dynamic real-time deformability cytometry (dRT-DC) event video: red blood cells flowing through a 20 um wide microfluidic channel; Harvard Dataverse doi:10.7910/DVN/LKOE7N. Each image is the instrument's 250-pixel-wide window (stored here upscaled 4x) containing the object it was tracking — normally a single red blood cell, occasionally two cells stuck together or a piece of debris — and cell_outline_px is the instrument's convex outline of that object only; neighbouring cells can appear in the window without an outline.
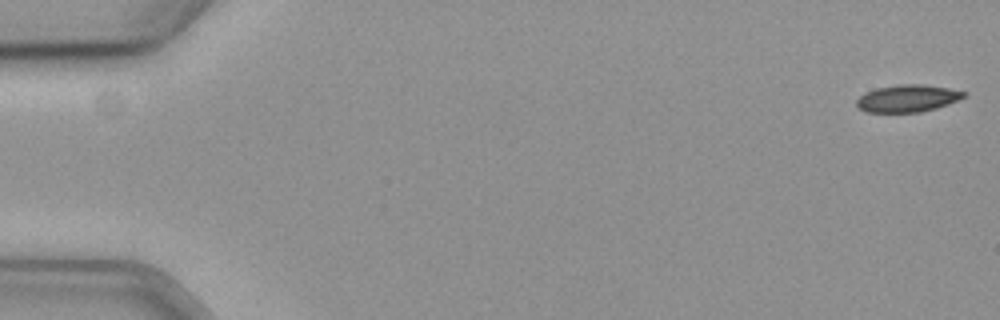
{"species": "common noctule bat (a hibernating species)", "species_latin": "Nyctalus noctula", "temperature_condition": "cold", "stored_images_in_passage": 58, "camera_frame_rate_fps": 3000, "um_per_image_px": 0.085, "animal": {"sex": "female", "body_mass_g": 19.3, "forearm_length_mm": 54.1}, "frame": {"image": 1, "passage_image": 1, "time_ms": 0.0, "image_size_px": [1000, 320], "cell_outline_px": [[968, 92], [964, 96], [948, 104], [936, 108], [920, 112], [868, 112], [860, 108], [856, 104], [856, 100], [864, 92], [876, 88], [900, 84], [920, 84], [948, 88]], "centroid_in_image_um": [77.12, 8.35], "position_along_channel_um": 7.9, "area_um2": 16.88}}
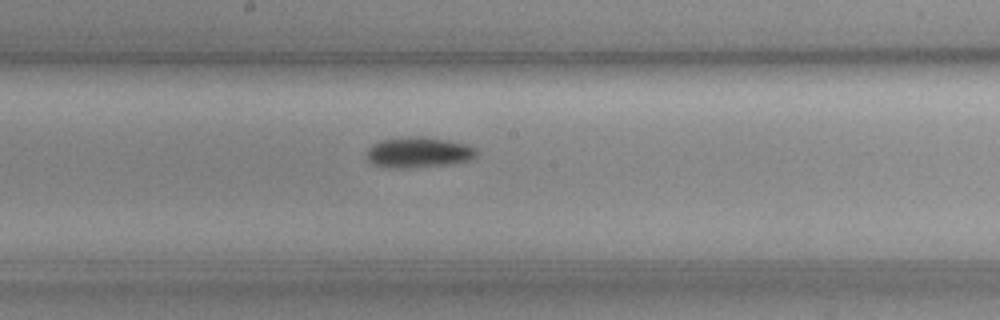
{"frame": {"image": 2, "passage_image": 31, "time_ms": 10.0, "image_size_px": [1000, 320], "cell_outline_px": [[476, 156], [468, 160], [448, 164], [404, 168], [384, 168], [372, 164], [364, 160], [368, 148], [372, 144], [380, 140], [408, 136], [424, 136], [464, 144], [476, 148]], "centroid_in_image_um": [35.46, 12.95], "position_along_channel_um": 212.7, "area_um2": 19.71}}
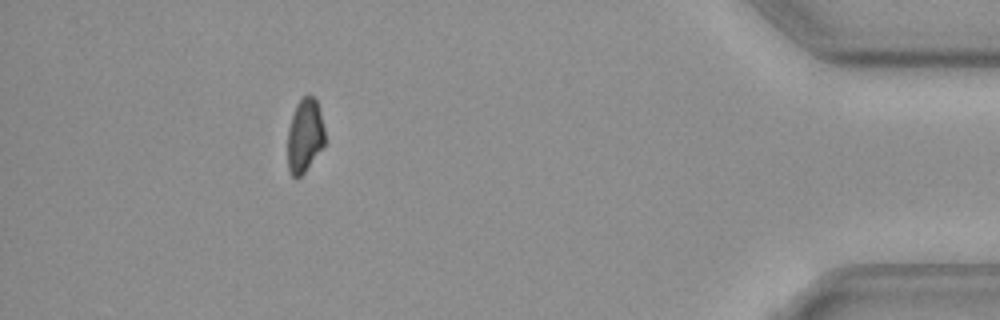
{"frame": {"image": 3, "passage_image": 52, "time_ms": 17.0, "image_size_px": [1000, 320], "cell_outline_px": [[324, 144], [304, 172], [296, 180], [292, 176], [288, 168], [288, 128], [296, 104], [304, 96], [312, 96], [316, 100], [320, 112], [324, 128]], "centroid_in_image_um": [25.89, 11.54], "position_along_channel_um": 409.3, "area_um2": 15.72}, "authors_computed_cell_mechanics": {"area_um2": 17.8313, "velocity_mm_per_s": 3.6248, "shape_relaxation_time_tau1_ms": 2.1265, "shape_relaxation_time_tau2_ms": null, "deformation_change_tau1": 0.0753, "deformation_change_tau2": null}}